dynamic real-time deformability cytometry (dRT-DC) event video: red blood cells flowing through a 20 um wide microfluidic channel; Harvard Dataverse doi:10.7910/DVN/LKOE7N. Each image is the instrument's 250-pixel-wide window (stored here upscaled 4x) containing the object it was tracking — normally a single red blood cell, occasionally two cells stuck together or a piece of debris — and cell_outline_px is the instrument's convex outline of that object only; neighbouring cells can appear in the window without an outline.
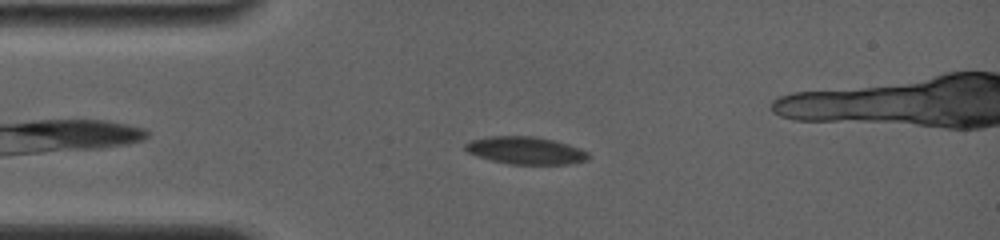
{"species": "common noctule bat (a hibernating species)", "species_latin": "Nyctalus noctula", "temperature_condition": "room temperature", "stored_images_in_passage": 36, "camera_frame_rate_fps": 4000, "um_per_image_px": 0.085, "animal": {"sex": "female", "body_mass_g": 19.0, "forearm_length_mm": 56.7}, "frame": {"image": 1, "passage_image": 7, "time_ms": 2.75, "image_size_px": [1000, 240], "cell_outline_px": [[588, 160], [568, 164], [508, 164], [476, 156], [468, 152], [464, 148], [464, 144], [468, 140], [488, 136], [536, 136], [556, 140], [580, 148], [588, 152]], "centroid_in_image_um": [44.65, 12.78], "position_along_channel_um": 40.3, "area_um2": 19.94}}
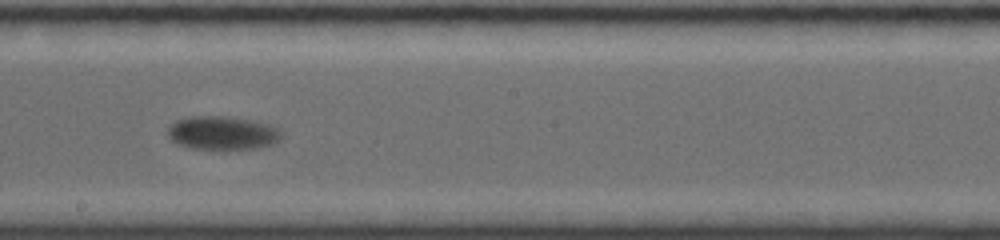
{"frame": {"image": 2, "passage_image": 20, "time_ms": 8.5, "image_size_px": [1000, 240], "cell_outline_px": [[280, 136], [272, 144], [260, 148], [196, 148], [180, 144], [172, 140], [168, 136], [168, 128], [176, 120], [188, 116], [228, 116], [256, 120], [268, 124], [276, 128], [280, 132]], "centroid_in_image_um": [18.89, 11.26], "position_along_channel_um": 229.3, "area_um2": 21.85}}
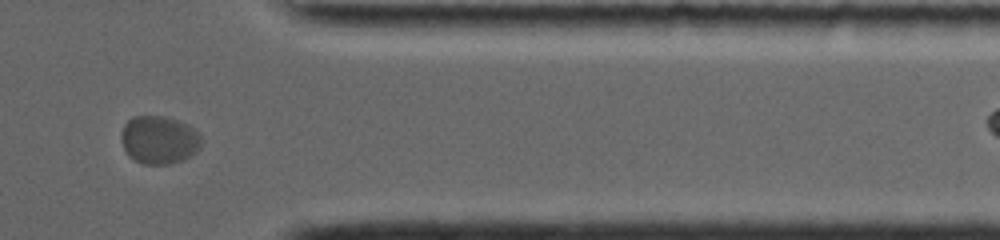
{"frame": {"image": 3, "passage_image": 30, "time_ms": 13.25, "image_size_px": [1000, 240], "cell_outline_px": [[200, 148], [196, 152], [180, 160], [168, 164], [144, 164], [128, 156], [120, 140], [120, 132], [124, 124], [132, 116], [164, 116], [176, 120], [192, 128], [200, 136]], "centroid_in_image_um": [13.46, 11.88], "position_along_channel_um": 397.9, "area_um2": 22.25}, "authors_computed_cell_mechanics": {"area_um2": 21.2993, "velocity_mm_per_s": 3.6159, "shape_relaxation_time_tau1_ms": 2.979, "shape_relaxation_time_tau2_ms": null, "deformation_change_tau1": 0.0764, "deformation_change_tau2": null}}